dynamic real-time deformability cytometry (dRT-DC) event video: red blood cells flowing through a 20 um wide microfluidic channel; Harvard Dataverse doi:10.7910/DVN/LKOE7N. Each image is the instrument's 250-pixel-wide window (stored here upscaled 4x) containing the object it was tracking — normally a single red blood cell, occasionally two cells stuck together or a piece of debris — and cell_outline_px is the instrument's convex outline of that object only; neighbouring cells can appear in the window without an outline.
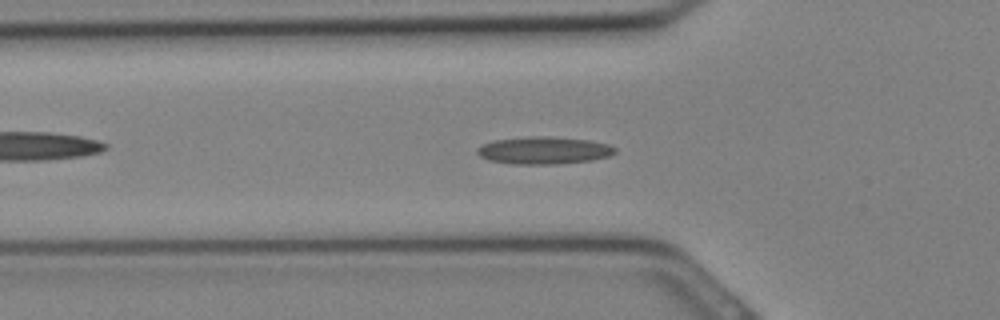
{"species": "Egyptian fruit bat (a non-hibernating species)", "species_latin": "Rousettus aegyptiacus", "temperature_condition": "cold", "stored_images_in_passage": 26, "camera_frame_rate_fps": 3000, "um_per_image_px": 0.085, "animal": {"sex": "female"}, "frame": {"image": 1, "passage_image": 5, "time_ms": 1.333, "image_size_px": [1000, 320], "cell_outline_px": [[616, 152], [608, 156], [592, 160], [556, 164], [512, 164], [488, 160], [480, 156], [476, 152], [476, 148], [484, 144], [496, 140], [528, 136], [548, 136], [588, 140], [608, 144], [616, 148]], "centroid_in_image_um": [46.22, 12.78], "position_along_channel_um": 79.6, "area_um2": 21.96}}
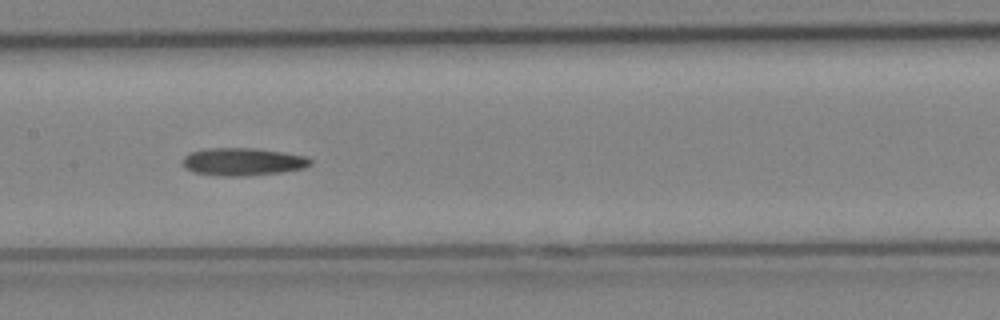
{"frame": {"image": 2, "passage_image": 10, "time_ms": 3.0, "image_size_px": [1000, 320], "cell_outline_px": [[312, 164], [304, 168], [280, 172], [244, 176], [216, 176], [192, 172], [184, 168], [180, 164], [184, 156], [188, 152], [204, 148], [252, 148], [284, 152], [308, 156], [312, 160]], "centroid_in_image_um": [20.58, 13.74], "position_along_channel_um": 186.8, "area_um2": 21.04}}
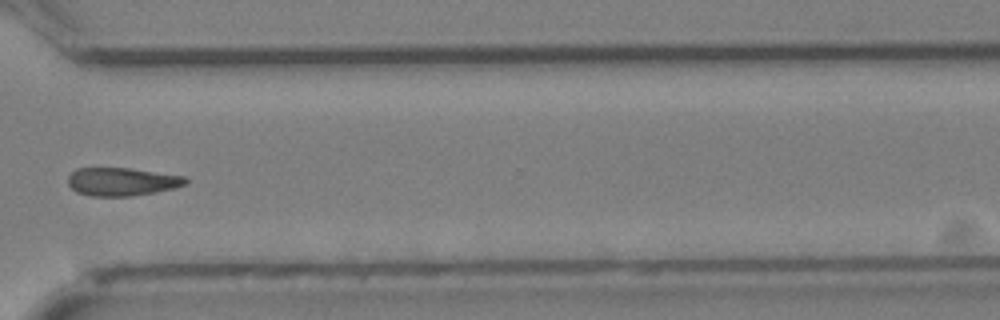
{"frame": {"image": 3, "passage_image": 18, "time_ms": 5.667, "image_size_px": [1000, 320], "cell_outline_px": [[188, 184], [176, 188], [132, 196], [92, 196], [76, 192], [68, 184], [68, 176], [76, 168], [132, 168], [188, 176]], "centroid_in_image_um": [10.42, 15.43], "position_along_channel_um": 360.2, "area_um2": 19.59}}